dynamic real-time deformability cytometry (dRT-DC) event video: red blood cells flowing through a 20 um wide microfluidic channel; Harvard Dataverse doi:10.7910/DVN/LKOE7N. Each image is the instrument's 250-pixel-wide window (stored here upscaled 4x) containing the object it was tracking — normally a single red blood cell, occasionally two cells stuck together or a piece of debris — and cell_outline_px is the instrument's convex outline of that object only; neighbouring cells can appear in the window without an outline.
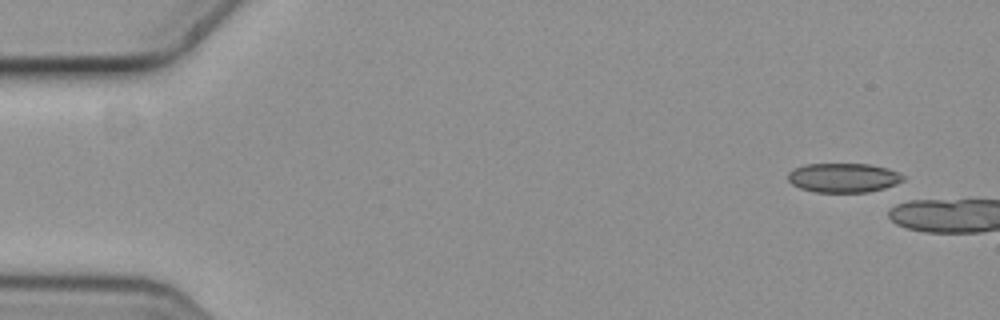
{"species": "common noctule bat (a hibernating species)", "species_latin": "Nyctalus noctula", "temperature_condition": "cold", "stored_images_in_passage": 2, "camera_frame_rate_fps": 3000, "um_per_image_px": 0.085, "animal": {"sex": "female", "body_mass_g": 19.3, "forearm_length_mm": 54.1}, "frame": {"image": 1, "passage_image": 1, "time_ms": 0.0, "image_size_px": [1000, 320], "cell_outline_px": [[904, 180], [896, 184], [884, 188], [868, 192], [816, 192], [800, 188], [792, 184], [788, 180], [788, 172], [804, 164], [868, 164], [888, 168], [904, 176]], "centroid_in_image_um": [71.68, 15.11], "position_along_channel_um": 13.3, "area_um2": 19.59}}